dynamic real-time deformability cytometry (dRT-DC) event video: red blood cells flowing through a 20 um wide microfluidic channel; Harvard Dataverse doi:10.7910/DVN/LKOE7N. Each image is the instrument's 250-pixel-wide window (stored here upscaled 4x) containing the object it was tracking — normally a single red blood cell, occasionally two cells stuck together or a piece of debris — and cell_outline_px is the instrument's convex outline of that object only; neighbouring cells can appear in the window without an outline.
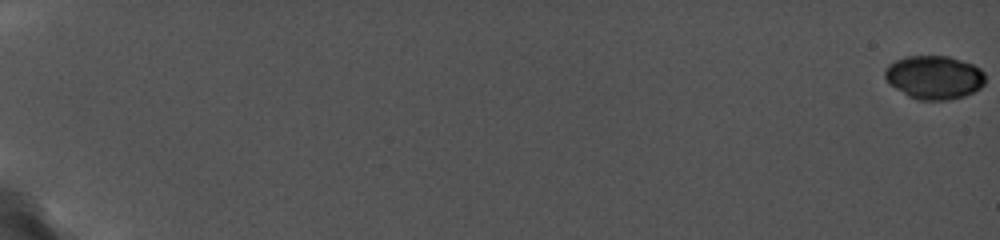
{"species": "common noctule bat (a hibernating species)", "species_latin": "Nyctalus noctula", "temperature_condition": "cold", "stored_images_in_passage": 29, "camera_frame_rate_fps": 5000, "um_per_image_px": 0.085, "animal": {"sex": "female", "body_mass_g": 19.0, "forearm_length_mm": 56.7}, "frame": {"image": 1, "passage_image": 1, "time_ms": 0.0, "image_size_px": [1000, 240], "cell_outline_px": [[984, 84], [980, 88], [964, 96], [948, 100], [920, 100], [908, 96], [888, 84], [884, 76], [884, 68], [888, 64], [904, 56], [948, 56], [972, 64], [980, 68], [984, 72]], "centroid_in_image_um": [79.37, 6.57], "position_along_channel_um": 5.6, "area_um2": 25.61}}
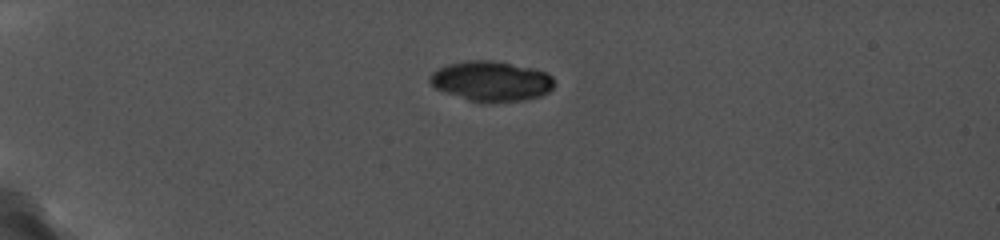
{"frame": {"image": 2, "passage_image": 21, "time_ms": 5.8, "image_size_px": [1000, 240], "cell_outline_px": [[556, 84], [548, 92], [540, 96], [524, 100], [488, 104], [468, 100], [436, 88], [428, 80], [428, 76], [432, 72], [448, 64], [468, 60], [492, 60], [532, 68], [544, 72], [552, 76]], "centroid_in_image_um": [41.77, 6.91], "position_along_channel_um": 43.2, "area_um2": 29.19}}